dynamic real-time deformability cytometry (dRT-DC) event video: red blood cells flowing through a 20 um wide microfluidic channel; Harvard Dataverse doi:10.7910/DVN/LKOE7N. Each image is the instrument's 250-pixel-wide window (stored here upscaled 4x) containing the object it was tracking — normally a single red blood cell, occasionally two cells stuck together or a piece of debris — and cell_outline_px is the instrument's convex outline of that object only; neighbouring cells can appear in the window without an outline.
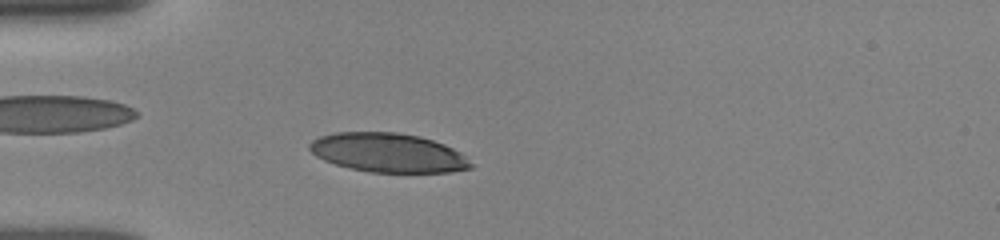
{"species": "human", "species_latin": "Homo sapiens", "temperature_condition": "room temperature", "stored_images_in_passage": 17, "camera_frame_rate_fps": 3000, "um_per_image_px": 0.085, "donor": {"sex": "female"}, "frame": {"image": 1, "passage_image": 9, "time_ms": 3.667, "image_size_px": [1000, 240], "cell_outline_px": [[472, 168], [452, 172], [368, 172], [336, 164], [324, 160], [316, 156], [308, 148], [308, 144], [312, 140], [320, 136], [336, 132], [396, 132], [420, 136], [444, 144], [460, 152], [472, 164]], "centroid_in_image_um": [32.98, 12.97], "position_along_channel_um": 52.0, "area_um2": 36.65}}
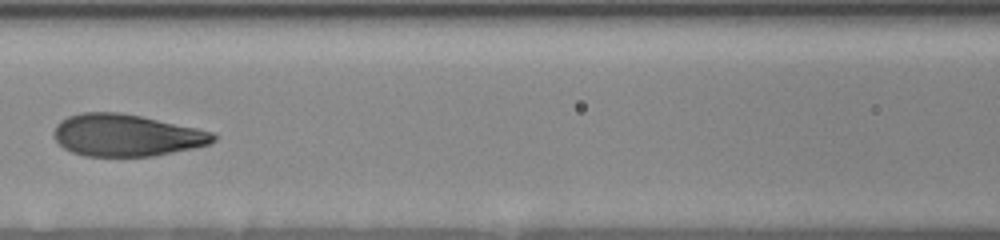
{"frame": {"image": 2, "passage_image": 14, "time_ms": 6.667, "image_size_px": [1000, 240], "cell_outline_px": [[216, 140], [208, 144], [192, 148], [152, 156], [84, 156], [72, 152], [64, 148], [56, 140], [56, 124], [60, 120], [68, 116], [80, 112], [120, 112], [140, 116], [196, 128], [212, 132], [216, 136]], "centroid_in_image_um": [10.72, 11.49], "position_along_channel_um": 155.9, "area_um2": 38.67}}
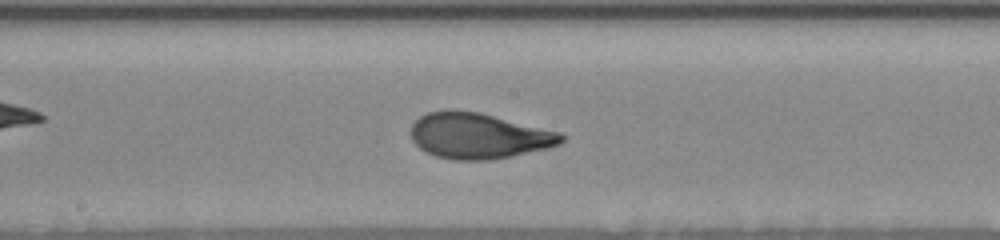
{"frame": {"image": 3, "passage_image": 16, "time_ms": 8.0, "image_size_px": [1000, 240], "cell_outline_px": [[568, 136], [560, 144], [548, 148], [488, 160], [452, 160], [436, 156], [420, 148], [412, 140], [412, 124], [420, 116], [428, 112], [448, 108], [452, 108], [480, 112], [560, 132]], "centroid_in_image_um": [40.68, 11.52], "position_along_channel_um": 207.5, "area_um2": 40.23}}